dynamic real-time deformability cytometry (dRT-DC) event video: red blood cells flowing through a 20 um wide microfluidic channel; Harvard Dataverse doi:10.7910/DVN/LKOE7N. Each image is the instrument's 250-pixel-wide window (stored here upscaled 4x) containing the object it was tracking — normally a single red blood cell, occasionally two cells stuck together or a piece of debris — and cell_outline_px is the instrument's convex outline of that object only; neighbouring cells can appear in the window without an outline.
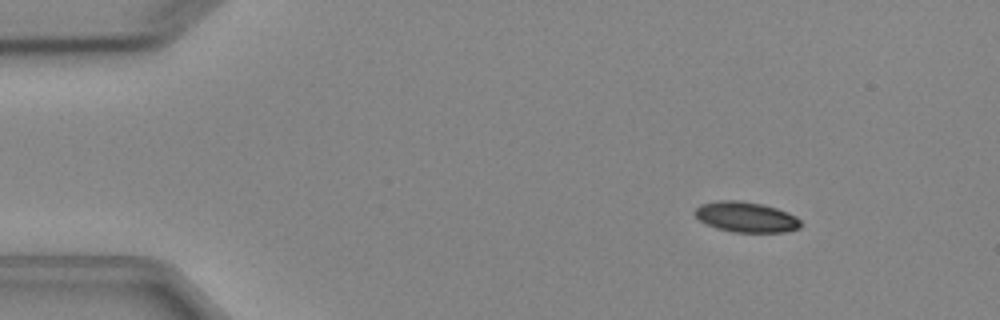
{"species": "Egyptian fruit bat (a non-hibernating species)", "species_latin": "Rousettus aegyptiacus", "temperature_condition": "cold", "stored_images_in_passage": 8, "camera_frame_rate_fps": 3000, "um_per_image_px": 0.085, "animal": {"sex": "female"}, "frame": {"image": 1, "passage_image": 2, "time_ms": 1.0, "image_size_px": [1000, 320], "cell_outline_px": [[800, 228], [784, 232], [732, 232], [716, 228], [700, 220], [692, 212], [700, 204], [716, 200], [740, 200], [760, 204], [776, 208], [788, 212], [796, 216], [800, 220]], "centroid_in_image_um": [63.39, 18.44], "position_along_channel_um": 21.6, "area_um2": 18.79}}
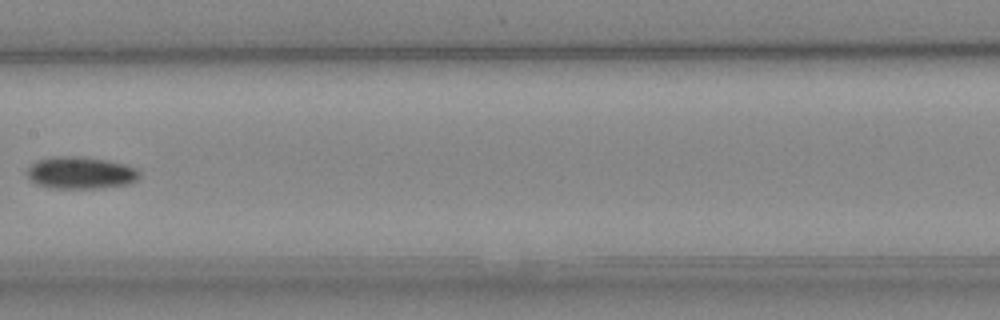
{"frame": {"image": 2, "passage_image": 7, "time_ms": 7.667, "image_size_px": [1000, 320], "cell_outline_px": [[140, 176], [136, 180], [128, 184], [100, 188], [48, 188], [36, 184], [28, 176], [28, 168], [36, 160], [52, 156], [80, 156], [108, 160], [124, 164], [136, 168], [140, 172]], "centroid_in_image_um": [6.85, 14.68], "position_along_channel_um": 200.5, "area_um2": 21.15}}
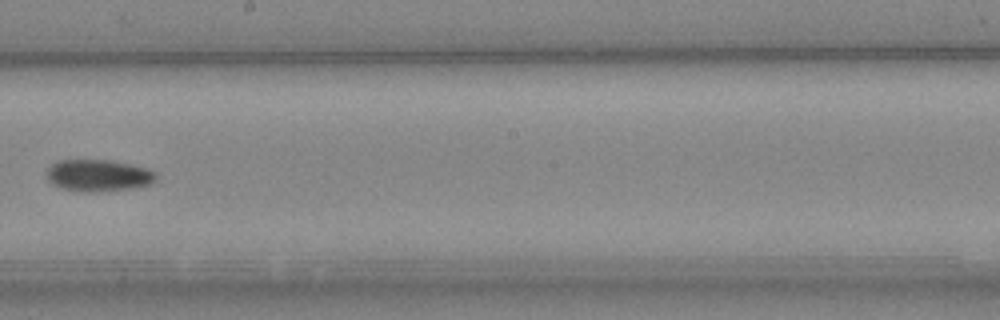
{"frame": {"image": 3, "passage_image": 8, "time_ms": 8.667, "image_size_px": [1000, 320], "cell_outline_px": [[156, 180], [152, 184], [128, 188], [96, 192], [80, 192], [60, 188], [52, 184], [48, 180], [48, 168], [52, 164], [60, 160], [108, 160], [132, 164], [148, 168], [156, 172]], "centroid_in_image_um": [8.37, 14.91], "position_along_channel_um": 239.8, "area_um2": 20.35}}